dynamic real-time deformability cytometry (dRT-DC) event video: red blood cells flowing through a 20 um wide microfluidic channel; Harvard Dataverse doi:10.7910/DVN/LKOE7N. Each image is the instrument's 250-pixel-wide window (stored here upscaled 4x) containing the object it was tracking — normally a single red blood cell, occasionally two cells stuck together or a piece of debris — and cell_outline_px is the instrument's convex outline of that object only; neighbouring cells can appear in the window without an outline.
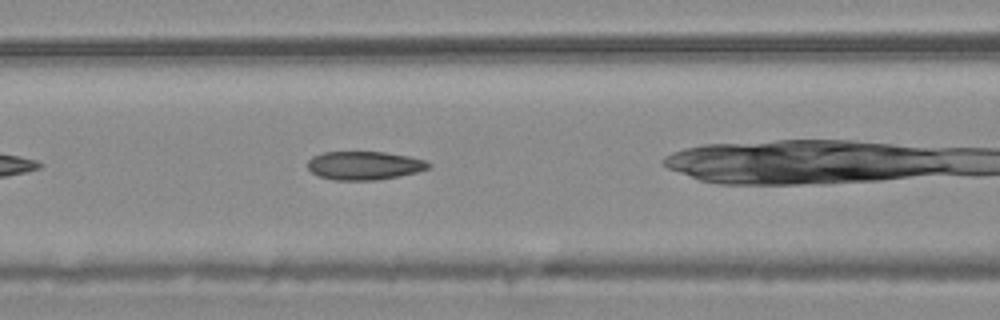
{"species": "common noctule bat (a hibernating species)", "species_latin": "Nyctalus noctula", "temperature_condition": "warm", "stored_images_in_passage": 20, "camera_frame_rate_fps": 3000, "um_per_image_px": 0.085, "animal": {"sex": "male", "body_mass_g": 20.4}, "frame": {"image": 1, "passage_image": 6, "time_ms": 1.667, "image_size_px": [1000, 320], "cell_outline_px": [[432, 164], [428, 168], [416, 172], [376, 180], [336, 180], [320, 176], [312, 172], [308, 168], [308, 160], [312, 156], [324, 152], [384, 152], [408, 156], [424, 160]], "centroid_in_image_um": [30.95, 14.06], "position_along_channel_um": 135.7, "area_um2": 19.83}}
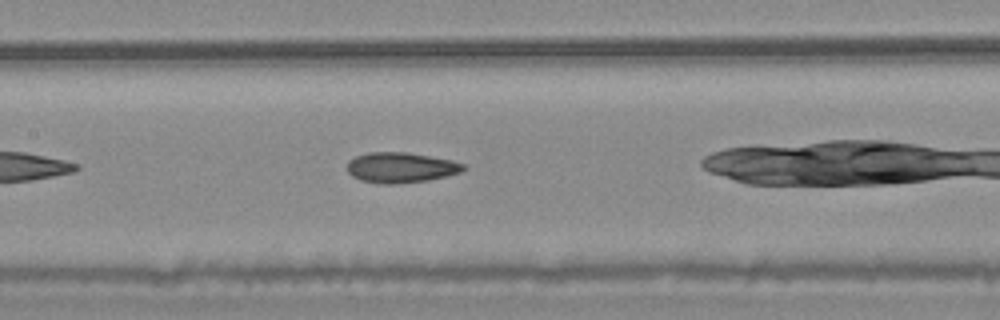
{"frame": {"image": 2, "passage_image": 9, "time_ms": 2.667, "image_size_px": [1000, 320], "cell_outline_px": [[468, 168], [460, 172], [428, 180], [396, 184], [380, 184], [360, 180], [352, 176], [348, 172], [348, 160], [356, 156], [368, 152], [408, 152], [452, 160], [464, 164]], "centroid_in_image_um": [34.06, 14.24], "position_along_channel_um": 173.3, "area_um2": 20.63}}